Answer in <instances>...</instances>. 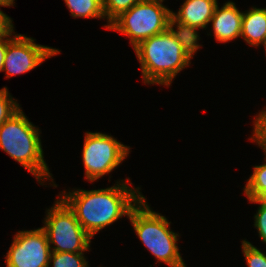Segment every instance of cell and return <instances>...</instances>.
<instances>
[{"instance_id":"cell-1","label":"cell","mask_w":266,"mask_h":267,"mask_svg":"<svg viewBox=\"0 0 266 267\" xmlns=\"http://www.w3.org/2000/svg\"><path fill=\"white\" fill-rule=\"evenodd\" d=\"M128 178L117 181L116 185L106 189L62 192L60 198L73 211L82 228L93 237L97 232L123 216H129L131 210L144 197L140 188H131Z\"/></svg>"},{"instance_id":"cell-2","label":"cell","mask_w":266,"mask_h":267,"mask_svg":"<svg viewBox=\"0 0 266 267\" xmlns=\"http://www.w3.org/2000/svg\"><path fill=\"white\" fill-rule=\"evenodd\" d=\"M40 133L19 108L0 126V149L33 174L40 184L52 179L57 187L44 160Z\"/></svg>"},{"instance_id":"cell-3","label":"cell","mask_w":266,"mask_h":267,"mask_svg":"<svg viewBox=\"0 0 266 267\" xmlns=\"http://www.w3.org/2000/svg\"><path fill=\"white\" fill-rule=\"evenodd\" d=\"M134 51L141 64L144 84L170 86L176 75L191 64L190 57L169 29L142 41Z\"/></svg>"},{"instance_id":"cell-4","label":"cell","mask_w":266,"mask_h":267,"mask_svg":"<svg viewBox=\"0 0 266 267\" xmlns=\"http://www.w3.org/2000/svg\"><path fill=\"white\" fill-rule=\"evenodd\" d=\"M128 219L157 262L169 267H186L177 246L179 235L170 229L171 222L165 216L150 209L145 197L131 210Z\"/></svg>"},{"instance_id":"cell-5","label":"cell","mask_w":266,"mask_h":267,"mask_svg":"<svg viewBox=\"0 0 266 267\" xmlns=\"http://www.w3.org/2000/svg\"><path fill=\"white\" fill-rule=\"evenodd\" d=\"M171 13L160 0H143L117 17L109 30L126 35L134 49L142 41L165 32Z\"/></svg>"},{"instance_id":"cell-6","label":"cell","mask_w":266,"mask_h":267,"mask_svg":"<svg viewBox=\"0 0 266 267\" xmlns=\"http://www.w3.org/2000/svg\"><path fill=\"white\" fill-rule=\"evenodd\" d=\"M44 226L53 252L84 253L89 250L92 237L82 228L73 211L59 197L46 211ZM55 245V246H54Z\"/></svg>"},{"instance_id":"cell-7","label":"cell","mask_w":266,"mask_h":267,"mask_svg":"<svg viewBox=\"0 0 266 267\" xmlns=\"http://www.w3.org/2000/svg\"><path fill=\"white\" fill-rule=\"evenodd\" d=\"M129 150L130 146L123 145L111 135L87 132L82 151L85 178L94 182L110 174L127 158Z\"/></svg>"},{"instance_id":"cell-8","label":"cell","mask_w":266,"mask_h":267,"mask_svg":"<svg viewBox=\"0 0 266 267\" xmlns=\"http://www.w3.org/2000/svg\"><path fill=\"white\" fill-rule=\"evenodd\" d=\"M14 32L13 29L7 34V50L3 62L6 78L33 70L47 58L60 53L59 49L36 44L35 39Z\"/></svg>"},{"instance_id":"cell-9","label":"cell","mask_w":266,"mask_h":267,"mask_svg":"<svg viewBox=\"0 0 266 267\" xmlns=\"http://www.w3.org/2000/svg\"><path fill=\"white\" fill-rule=\"evenodd\" d=\"M50 248L42 227L18 231L5 256L6 267H49Z\"/></svg>"},{"instance_id":"cell-10","label":"cell","mask_w":266,"mask_h":267,"mask_svg":"<svg viewBox=\"0 0 266 267\" xmlns=\"http://www.w3.org/2000/svg\"><path fill=\"white\" fill-rule=\"evenodd\" d=\"M243 12L238 10L235 3L229 1L219 8L215 7L210 20L214 37L220 43H226L241 36Z\"/></svg>"},{"instance_id":"cell-11","label":"cell","mask_w":266,"mask_h":267,"mask_svg":"<svg viewBox=\"0 0 266 267\" xmlns=\"http://www.w3.org/2000/svg\"><path fill=\"white\" fill-rule=\"evenodd\" d=\"M217 0H185L177 13L171 15L180 23L206 29L213 16Z\"/></svg>"},{"instance_id":"cell-12","label":"cell","mask_w":266,"mask_h":267,"mask_svg":"<svg viewBox=\"0 0 266 267\" xmlns=\"http://www.w3.org/2000/svg\"><path fill=\"white\" fill-rule=\"evenodd\" d=\"M241 38L249 46L259 47L266 39V8L252 7L243 12Z\"/></svg>"},{"instance_id":"cell-13","label":"cell","mask_w":266,"mask_h":267,"mask_svg":"<svg viewBox=\"0 0 266 267\" xmlns=\"http://www.w3.org/2000/svg\"><path fill=\"white\" fill-rule=\"evenodd\" d=\"M174 28H177L176 30ZM168 29L182 46L184 52L192 59L193 54L200 48L198 44V29L194 26L178 22L172 15L169 19Z\"/></svg>"},{"instance_id":"cell-14","label":"cell","mask_w":266,"mask_h":267,"mask_svg":"<svg viewBox=\"0 0 266 267\" xmlns=\"http://www.w3.org/2000/svg\"><path fill=\"white\" fill-rule=\"evenodd\" d=\"M73 18L105 19L103 0H64Z\"/></svg>"},{"instance_id":"cell-15","label":"cell","mask_w":266,"mask_h":267,"mask_svg":"<svg viewBox=\"0 0 266 267\" xmlns=\"http://www.w3.org/2000/svg\"><path fill=\"white\" fill-rule=\"evenodd\" d=\"M250 139L264 150V161L266 162V148H263L252 136ZM253 170V173L243 188L249 200L257 199L266 190V163L255 166Z\"/></svg>"},{"instance_id":"cell-16","label":"cell","mask_w":266,"mask_h":267,"mask_svg":"<svg viewBox=\"0 0 266 267\" xmlns=\"http://www.w3.org/2000/svg\"><path fill=\"white\" fill-rule=\"evenodd\" d=\"M141 1L143 0H103V12L108 22L104 27L109 29L117 17Z\"/></svg>"},{"instance_id":"cell-17","label":"cell","mask_w":266,"mask_h":267,"mask_svg":"<svg viewBox=\"0 0 266 267\" xmlns=\"http://www.w3.org/2000/svg\"><path fill=\"white\" fill-rule=\"evenodd\" d=\"M51 262L52 267H89L84 253L51 251L49 263Z\"/></svg>"},{"instance_id":"cell-18","label":"cell","mask_w":266,"mask_h":267,"mask_svg":"<svg viewBox=\"0 0 266 267\" xmlns=\"http://www.w3.org/2000/svg\"><path fill=\"white\" fill-rule=\"evenodd\" d=\"M19 108L20 105L9 94L7 87L0 89V126Z\"/></svg>"},{"instance_id":"cell-19","label":"cell","mask_w":266,"mask_h":267,"mask_svg":"<svg viewBox=\"0 0 266 267\" xmlns=\"http://www.w3.org/2000/svg\"><path fill=\"white\" fill-rule=\"evenodd\" d=\"M242 251L248 267H266V254L250 242L242 241Z\"/></svg>"},{"instance_id":"cell-20","label":"cell","mask_w":266,"mask_h":267,"mask_svg":"<svg viewBox=\"0 0 266 267\" xmlns=\"http://www.w3.org/2000/svg\"><path fill=\"white\" fill-rule=\"evenodd\" d=\"M263 148H266V108L254 119V130L252 136Z\"/></svg>"},{"instance_id":"cell-21","label":"cell","mask_w":266,"mask_h":267,"mask_svg":"<svg viewBox=\"0 0 266 267\" xmlns=\"http://www.w3.org/2000/svg\"><path fill=\"white\" fill-rule=\"evenodd\" d=\"M249 202L260 205L256 212L257 214L254 216V226L258 230L262 242L266 243V204L259 202L257 199L249 200Z\"/></svg>"},{"instance_id":"cell-22","label":"cell","mask_w":266,"mask_h":267,"mask_svg":"<svg viewBox=\"0 0 266 267\" xmlns=\"http://www.w3.org/2000/svg\"><path fill=\"white\" fill-rule=\"evenodd\" d=\"M13 28L11 18L0 10V37L9 34Z\"/></svg>"},{"instance_id":"cell-23","label":"cell","mask_w":266,"mask_h":267,"mask_svg":"<svg viewBox=\"0 0 266 267\" xmlns=\"http://www.w3.org/2000/svg\"><path fill=\"white\" fill-rule=\"evenodd\" d=\"M7 50V34L0 37V72L3 71V62Z\"/></svg>"},{"instance_id":"cell-24","label":"cell","mask_w":266,"mask_h":267,"mask_svg":"<svg viewBox=\"0 0 266 267\" xmlns=\"http://www.w3.org/2000/svg\"><path fill=\"white\" fill-rule=\"evenodd\" d=\"M15 0H0V6L10 7L13 6Z\"/></svg>"},{"instance_id":"cell-25","label":"cell","mask_w":266,"mask_h":267,"mask_svg":"<svg viewBox=\"0 0 266 267\" xmlns=\"http://www.w3.org/2000/svg\"><path fill=\"white\" fill-rule=\"evenodd\" d=\"M257 200L263 204H266V190L257 198Z\"/></svg>"},{"instance_id":"cell-26","label":"cell","mask_w":266,"mask_h":267,"mask_svg":"<svg viewBox=\"0 0 266 267\" xmlns=\"http://www.w3.org/2000/svg\"><path fill=\"white\" fill-rule=\"evenodd\" d=\"M261 45H263L265 47V53H266V39Z\"/></svg>"}]
</instances>
